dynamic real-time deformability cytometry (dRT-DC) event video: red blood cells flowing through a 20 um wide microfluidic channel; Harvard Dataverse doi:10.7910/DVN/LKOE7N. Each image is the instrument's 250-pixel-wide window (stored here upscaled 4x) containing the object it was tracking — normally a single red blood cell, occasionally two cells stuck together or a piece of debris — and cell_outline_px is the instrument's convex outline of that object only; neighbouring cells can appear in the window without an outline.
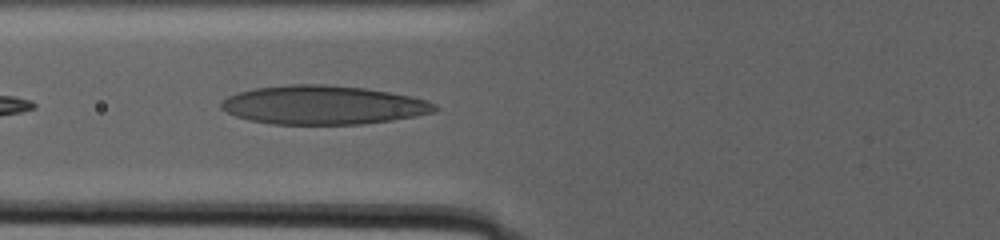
{"species": "human", "species_latin": "Homo sapiens", "temperature_condition": "warm", "stored_images_in_passage": 38, "camera_frame_rate_fps": 3000, "um_per_image_px": 0.085, "donor": {"sex": "male"}, "frame": {"image": 1, "passage_image": 10, "time_ms": 2.0, "image_size_px": [1000, 240], "cell_outline_px": [[440, 108], [432, 112], [416, 116], [392, 120], [364, 124], [272, 124], [248, 120], [236, 116], [220, 108], [220, 104], [228, 96], [236, 92], [256, 88], [288, 84], [324, 84], [368, 88], [412, 96], [428, 100], [436, 104]], "centroid_in_image_um": [27.49, 8.92], "position_along_channel_um": 98.3, "area_um2": 48.61}}
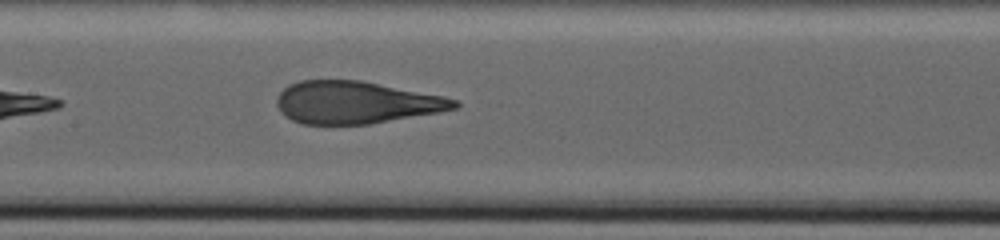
{"frame": {"image": 2, "passage_image": 27, "time_ms": 5.667, "image_size_px": [1000, 240], "cell_outline_px": [[460, 104], [456, 108], [440, 112], [368, 124], [300, 124], [292, 120], [280, 112], [276, 104], [276, 100], [280, 92], [288, 84], [300, 80], [360, 80], [444, 96], [460, 100]], "centroid_in_image_um": [30.25, 8.7], "position_along_channel_um": 177.2, "area_um2": 43.93}}
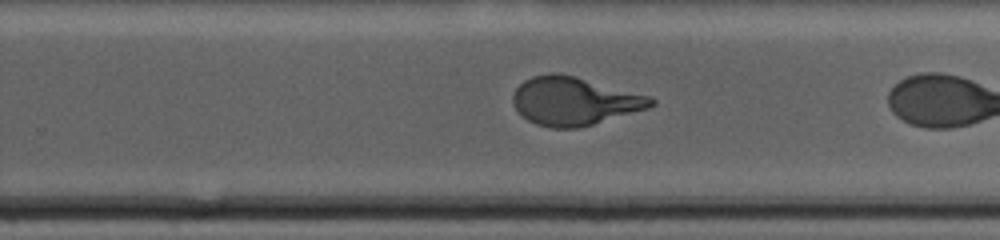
{"frame": {"image": 3, "passage_image": 37, "time_ms": 9.0, "image_size_px": [1000, 240], "cell_outline_px": [[656, 104], [648, 108], [592, 124], [576, 128], [552, 128], [536, 124], [528, 120], [516, 108], [512, 100], [512, 96], [516, 88], [524, 80], [532, 76], [552, 72], [556, 72], [652, 96], [656, 100]], "centroid_in_image_um": [48.81, 8.59], "position_along_channel_um": 281.0, "area_um2": 38.44}}